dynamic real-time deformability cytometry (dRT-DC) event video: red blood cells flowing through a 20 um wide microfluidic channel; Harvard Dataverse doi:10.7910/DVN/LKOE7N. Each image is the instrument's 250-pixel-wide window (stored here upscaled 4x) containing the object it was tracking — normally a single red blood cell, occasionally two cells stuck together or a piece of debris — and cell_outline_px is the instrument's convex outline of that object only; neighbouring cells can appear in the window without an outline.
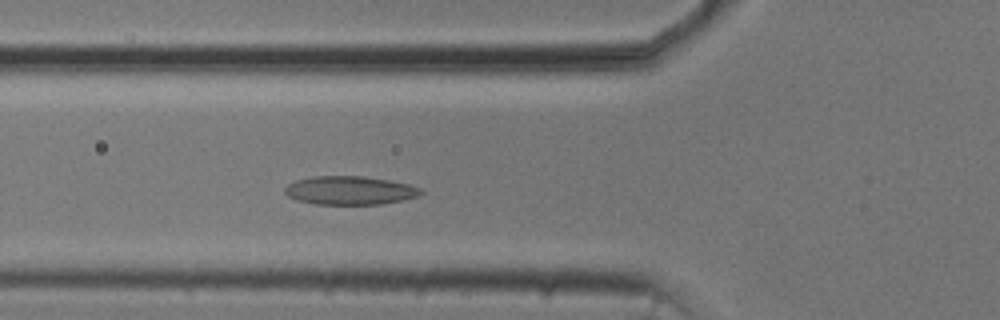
{"species": "common noctule bat (a hibernating species)", "species_latin": "Nyctalus noctula", "temperature_condition": "cold", "stored_images_in_passage": 41, "camera_frame_rate_fps": 3000, "um_per_image_px": 0.085, "animal": {"sex": "male", "body_mass_g": 20.5, "forearm_length_mm": 52.5}, "frame": {"image": 1, "passage_image": 15, "time_ms": 4.667, "image_size_px": [1000, 320], "cell_outline_px": [[424, 192], [416, 196], [400, 200], [380, 204], [316, 204], [296, 200], [288, 196], [284, 192], [284, 188], [288, 184], [296, 180], [312, 176], [364, 176], [388, 180], [408, 184], [420, 188]], "centroid_in_image_um": [29.69, 16.18], "position_along_channel_um": 96.1, "area_um2": 22.48}}
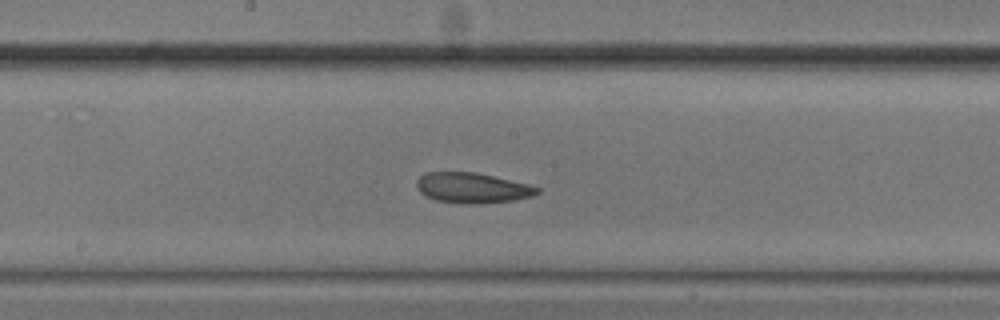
{"frame": {"image": 2, "passage_image": 24, "time_ms": 7.667, "image_size_px": [1000, 320], "cell_outline_px": [[540, 192], [532, 196], [512, 200], [484, 204], [468, 204], [436, 200], [420, 192], [416, 188], [416, 180], [424, 172], [476, 172], [528, 184], [540, 188]], "centroid_in_image_um": [40.13, 15.97], "position_along_channel_um": 208.1, "area_um2": 21.33}}
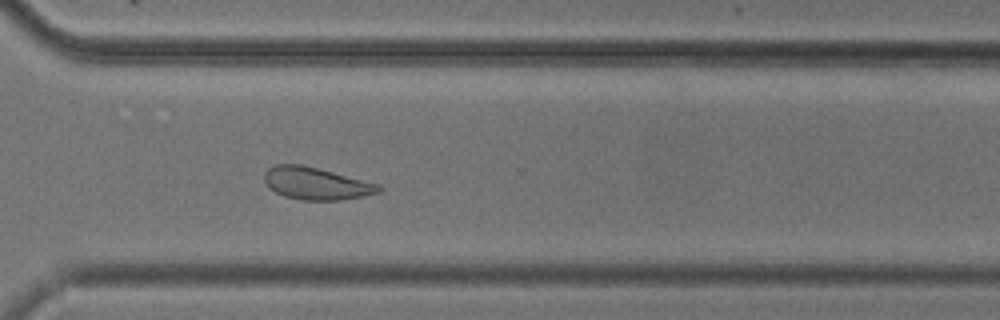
{"frame": {"image": 3, "passage_image": 35, "time_ms": 11.333, "image_size_px": [1000, 320], "cell_outline_px": [[384, 188], [380, 192], [340, 200], [300, 200], [284, 196], [268, 188], [264, 180], [264, 172], [272, 164], [300, 164], [380, 184]], "centroid_in_image_um": [26.83, 15.59], "position_along_channel_um": 343.8, "area_um2": 21.5}, "authors_computed_cell_mechanics": {"area_um2": 21.9062, "velocity_mm_per_s": 3.7124, "shape_relaxation_time_tau1_ms": 6.9427, "shape_relaxation_time_tau2_ms": 4.5382, "deformation_change_tau1": 0.1153, "deformation_change_tau2": 0.1024}}